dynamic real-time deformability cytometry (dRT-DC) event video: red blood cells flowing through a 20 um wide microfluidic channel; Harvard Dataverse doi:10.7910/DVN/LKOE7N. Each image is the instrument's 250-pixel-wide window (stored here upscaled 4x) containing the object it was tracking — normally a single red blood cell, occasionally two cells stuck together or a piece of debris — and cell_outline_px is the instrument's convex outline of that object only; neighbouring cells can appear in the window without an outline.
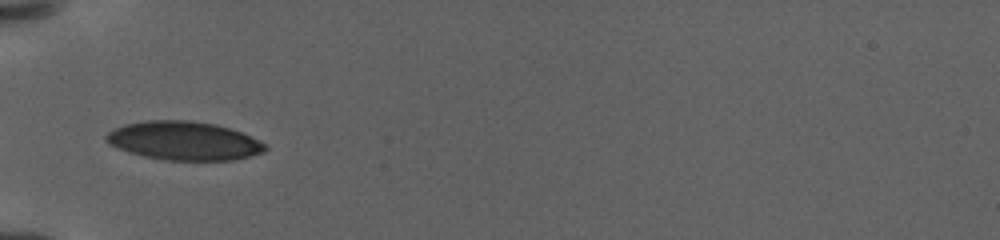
{"species": "human", "species_latin": "Homo sapiens", "temperature_condition": "warm", "stored_images_in_passage": 43, "camera_frame_rate_fps": 3000, "um_per_image_px": 0.085, "donor": {"sex": "female"}, "frame": {"image": 1, "passage_image": 1, "time_ms": 0.0, "image_size_px": [1000, 240], "cell_outline_px": [[268, 148], [264, 152], [232, 160], [168, 160], [144, 156], [128, 152], [116, 148], [108, 144], [104, 140], [104, 136], [108, 132], [124, 124], [148, 120], [192, 120], [216, 124], [240, 132], [264, 144]], "centroid_in_image_um": [15.57, 11.96], "position_along_channel_um": 69.4, "area_um2": 35.66}}
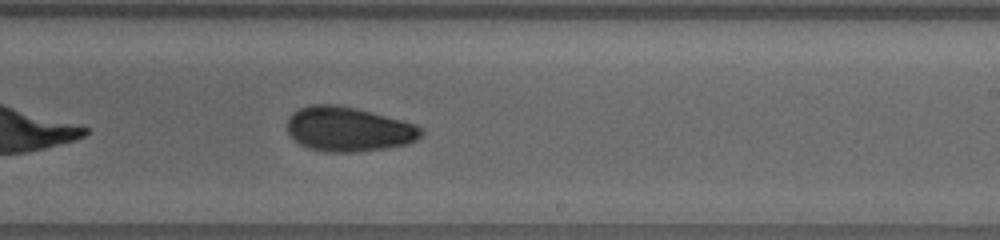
{"frame": {"image": 2, "passage_image": 19, "time_ms": 6.667, "image_size_px": [1000, 240], "cell_outline_px": [[424, 132], [416, 140], [404, 144], [384, 148], [356, 152], [324, 152], [308, 148], [292, 140], [288, 132], [288, 120], [292, 112], [300, 108], [312, 104], [336, 104], [356, 108], [416, 124], [424, 128]], "centroid_in_image_um": [29.6, 10.98], "position_along_channel_um": 259.4, "area_um2": 34.85}}
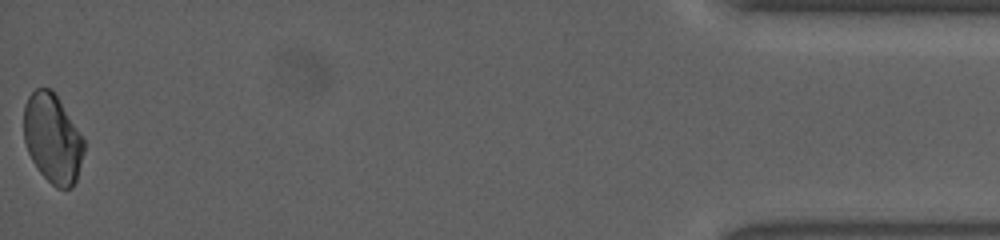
{"frame": {"image": 3, "passage_image": 43, "time_ms": 15.333, "image_size_px": [1000, 240], "cell_outline_px": [[84, 152], [76, 180], [72, 188], [56, 188], [40, 172], [32, 160], [28, 152], [24, 140], [24, 104], [28, 96], [36, 88], [52, 88], [84, 140]], "centroid_in_image_um": [4.45, 11.76], "position_along_channel_um": 430.7, "area_um2": 31.04}, "authors_computed_cell_mechanics": {"area_um2": 33.6396, "velocity_mm_per_s": 2.9096, "shape_relaxation_time_tau1_ms": 5.9265, "shape_relaxation_time_tau2_ms": 2.5475, "deformation_change_tau1": 0.1347, "deformation_change_tau2": 0.0565}}